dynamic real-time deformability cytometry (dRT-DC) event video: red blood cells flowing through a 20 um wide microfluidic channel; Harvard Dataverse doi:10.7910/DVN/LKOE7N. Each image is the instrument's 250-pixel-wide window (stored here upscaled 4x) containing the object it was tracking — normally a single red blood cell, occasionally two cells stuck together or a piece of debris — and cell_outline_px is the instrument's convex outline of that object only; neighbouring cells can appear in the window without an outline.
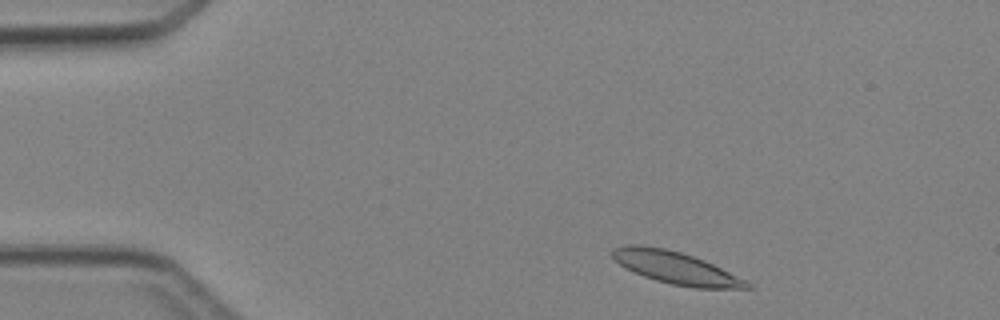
{"species": "Egyptian fruit bat (a non-hibernating species)", "species_latin": "Rousettus aegyptiacus", "temperature_condition": "cold", "stored_images_in_passage": 5, "camera_frame_rate_fps": 3000, "um_per_image_px": 0.085, "animal": {"sex": "female"}, "frame": {"image": 1, "passage_image": 1, "time_ms": 0.0, "image_size_px": [1000, 320], "cell_outline_px": [[752, 288], [696, 288], [672, 284], [656, 280], [644, 276], [624, 268], [612, 256], [612, 248], [624, 244], [640, 244], [664, 248], [680, 252], [704, 260], [752, 284]], "centroid_in_image_um": [57.37, 22.74], "position_along_channel_um": 27.6, "area_um2": 25.03}}
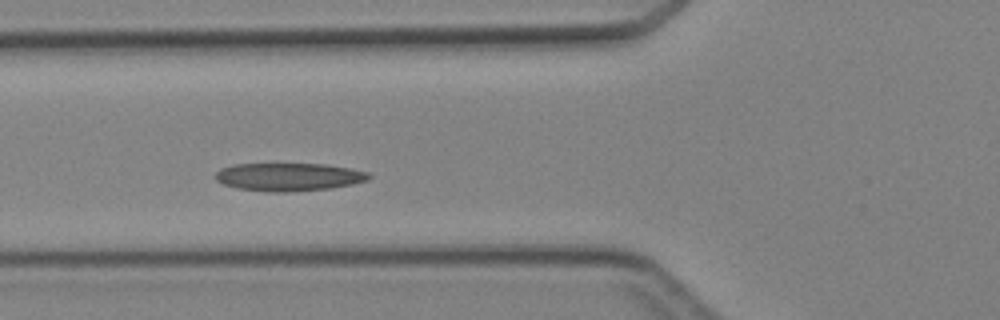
{"frame": {"image": 2, "passage_image": 4, "time_ms": 3.333, "image_size_px": [1000, 320], "cell_outline_px": [[372, 176], [368, 180], [352, 184], [328, 188], [288, 192], [272, 192], [236, 188], [224, 184], [216, 180], [216, 172], [220, 168], [232, 164], [324, 164], [352, 168], [368, 172]], "centroid_in_image_um": [24.54, 15.03], "position_along_channel_um": 101.3, "area_um2": 25.03}}
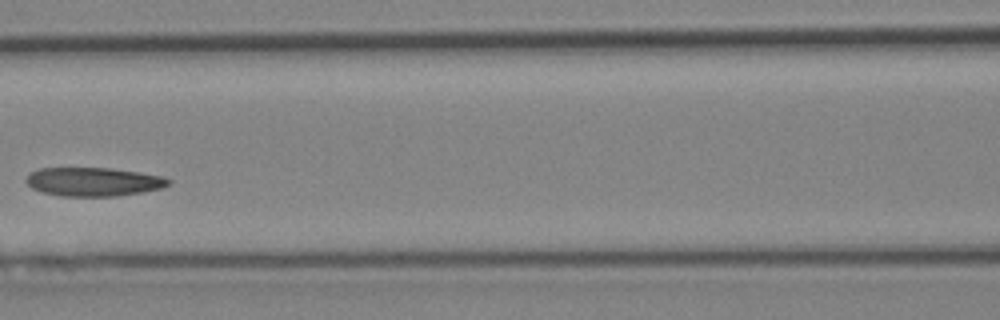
{"frame": {"image": 3, "passage_image": 5, "time_ms": 4.667, "image_size_px": [1000, 320], "cell_outline_px": [[172, 184], [164, 188], [144, 192], [116, 196], [60, 196], [40, 192], [32, 188], [24, 180], [32, 172], [40, 168], [112, 168], [140, 172], [164, 176], [172, 180]], "centroid_in_image_um": [8.01, 15.45], "position_along_channel_um": 158.6, "area_um2": 24.16}}